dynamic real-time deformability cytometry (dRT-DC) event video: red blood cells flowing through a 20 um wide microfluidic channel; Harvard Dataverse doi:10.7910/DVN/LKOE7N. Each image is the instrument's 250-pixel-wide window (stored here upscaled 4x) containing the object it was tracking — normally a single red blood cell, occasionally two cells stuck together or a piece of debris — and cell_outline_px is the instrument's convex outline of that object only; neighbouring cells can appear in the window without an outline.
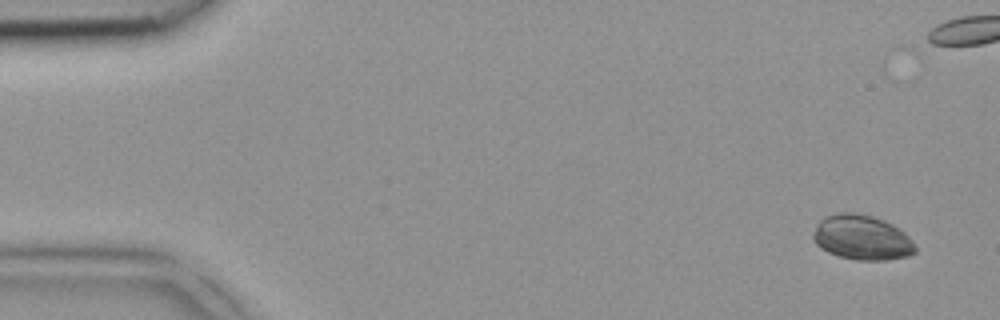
{"species": "common noctule bat (a hibernating species)", "species_latin": "Nyctalus noctula", "temperature_condition": "room temperature", "stored_images_in_passage": 4, "segment_of_instrument_passage": [2, 2], "camera_frame_rate_fps": 3000, "um_per_image_px": 0.085, "animal": {"sex": "female", "body_mass_g": 18.4}, "frame": {"image": 1, "passage_image": 4, "time_ms": 1.0, "image_size_px": [1000, 320], "cell_outline_px": [[916, 252], [908, 256], [888, 260], [856, 260], [840, 256], [828, 252], [820, 248], [812, 240], [812, 236], [816, 224], [824, 216], [840, 212], [852, 212], [872, 216], [884, 220], [892, 224], [904, 232], [912, 240], [916, 248]], "centroid_in_image_um": [73.24, 20.19], "position_along_channel_um": 11.8, "area_um2": 26.88}}